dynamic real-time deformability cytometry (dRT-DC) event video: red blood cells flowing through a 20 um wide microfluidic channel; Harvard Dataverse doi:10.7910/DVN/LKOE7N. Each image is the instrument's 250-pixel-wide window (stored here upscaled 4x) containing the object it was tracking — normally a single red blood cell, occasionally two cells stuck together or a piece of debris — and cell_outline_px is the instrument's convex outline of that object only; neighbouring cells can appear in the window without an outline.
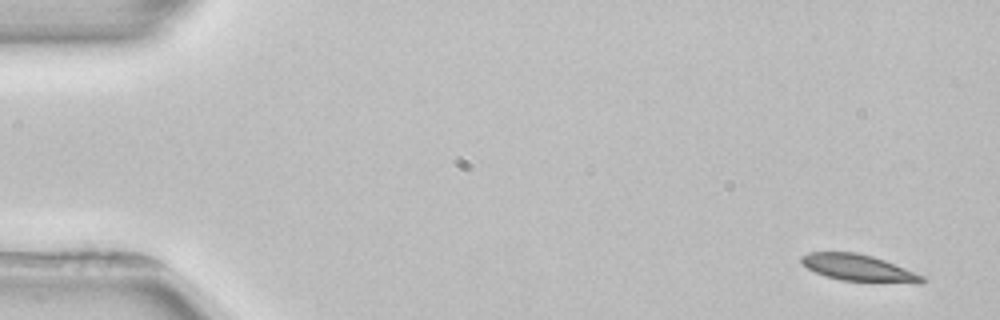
{"species": "common noctule bat (a hibernating species)", "species_latin": "Nyctalus noctula", "temperature_condition": "room temperature", "stored_images_in_passage": 4, "camera_frame_rate_fps": 3000, "um_per_image_px": 0.085, "animal": {"sex": "female", "body_mass_g": 22.7, "forearm_length_mm": 54.2}, "frame": {"image": 1, "passage_image": 1, "time_ms": 0.0, "image_size_px": [1000, 320], "cell_outline_px": [[924, 280], [920, 284], [916, 284], [840, 280], [816, 272], [808, 268], [800, 260], [800, 256], [808, 252], [856, 252], [872, 256], [884, 260], [924, 276]], "centroid_in_image_um": [72.99, 22.77], "position_along_channel_um": 12.0, "area_um2": 18.67}}
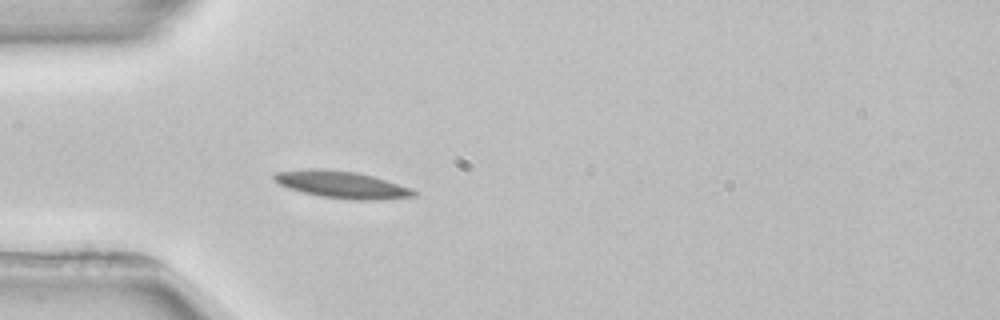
{"frame": {"image": 2, "passage_image": 4, "time_ms": 4.333, "image_size_px": [1000, 320], "cell_outline_px": [[416, 196], [380, 200], [352, 200], [320, 196], [288, 188], [280, 184], [272, 176], [276, 172], [312, 168], [320, 168], [356, 172], [372, 176], [412, 188], [416, 192]], "centroid_in_image_um": [29.08, 15.7], "position_along_channel_um": 55.9, "area_um2": 21.91}}